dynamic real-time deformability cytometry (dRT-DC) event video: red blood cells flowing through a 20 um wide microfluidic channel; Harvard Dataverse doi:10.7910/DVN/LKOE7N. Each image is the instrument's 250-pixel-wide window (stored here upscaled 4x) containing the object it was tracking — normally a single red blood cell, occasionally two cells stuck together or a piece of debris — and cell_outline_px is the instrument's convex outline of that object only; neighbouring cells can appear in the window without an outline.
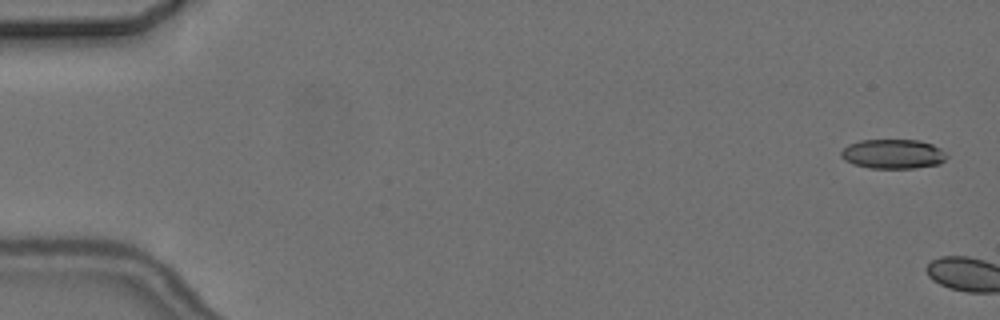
{"species": "common noctule bat (a hibernating species)", "species_latin": "Nyctalus noctula", "temperature_condition": "cold", "stored_images_in_passage": 11, "camera_frame_rate_fps": 3000, "um_per_image_px": 0.085, "animal": {"sex": "female", "body_mass_g": 24.6, "forearm_length_mm": 56.2}, "frame": {"image": 1, "passage_image": 1, "time_ms": 0.0, "image_size_px": [1000, 320], "cell_outline_px": [[948, 156], [940, 164], [916, 168], [868, 168], [852, 164], [844, 160], [840, 156], [840, 152], [848, 144], [860, 140], [920, 140], [932, 144], [948, 152]], "centroid_in_image_um": [75.92, 13.09], "position_along_channel_um": 9.1, "area_um2": 18.44}}
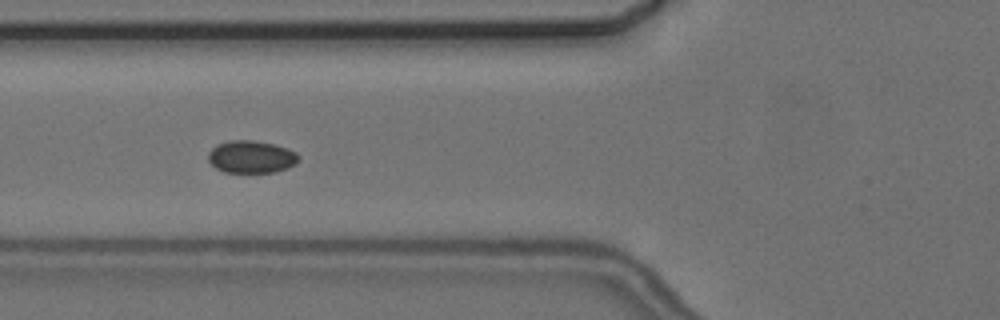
{"frame": {"image": 2, "passage_image": 7, "time_ms": 8.0, "image_size_px": [1000, 320], "cell_outline_px": [[300, 156], [296, 164], [288, 168], [276, 172], [224, 172], [216, 168], [208, 160], [208, 152], [216, 144], [232, 140], [252, 140], [272, 144], [288, 148], [296, 152]], "centroid_in_image_um": [21.37, 13.33], "position_along_channel_um": 104.4, "area_um2": 17.17}}
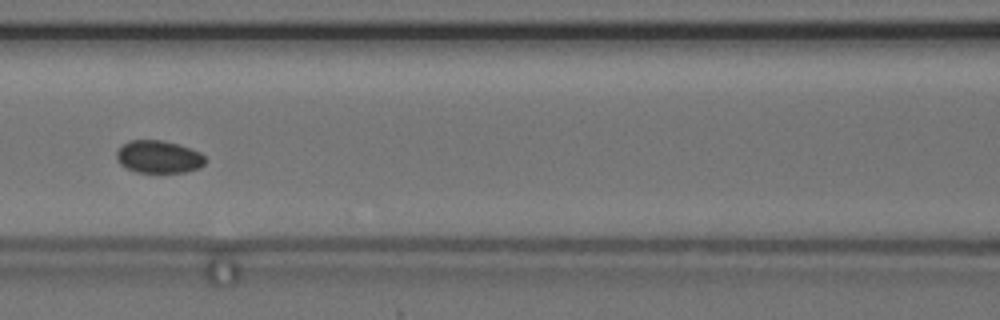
{"frame": {"image": 3, "passage_image": 8, "time_ms": 9.333, "image_size_px": [1000, 320], "cell_outline_px": [[208, 160], [200, 168], [184, 172], [136, 172], [120, 164], [116, 160], [116, 152], [128, 140], [160, 140], [180, 144], [200, 152]], "centroid_in_image_um": [13.51, 13.33], "position_along_channel_um": 153.1, "area_um2": 16.94}}